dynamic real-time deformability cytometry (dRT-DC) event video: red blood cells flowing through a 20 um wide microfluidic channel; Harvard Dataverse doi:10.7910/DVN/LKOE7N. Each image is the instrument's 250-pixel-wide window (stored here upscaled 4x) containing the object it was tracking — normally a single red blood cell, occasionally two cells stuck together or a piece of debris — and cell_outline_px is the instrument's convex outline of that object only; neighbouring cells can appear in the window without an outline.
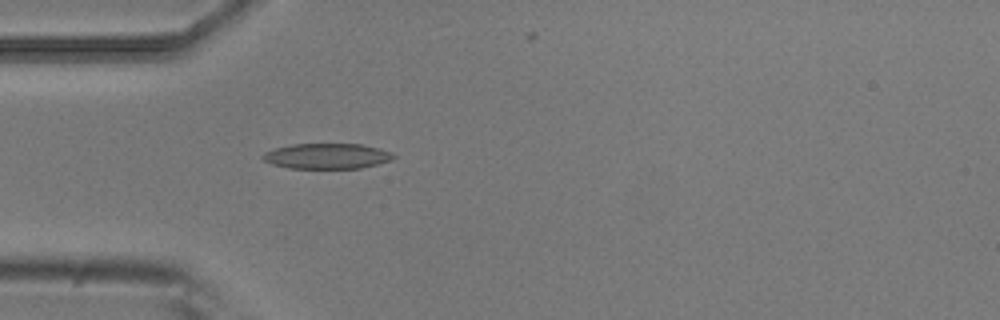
{"species": "common noctule bat (a hibernating species)", "species_latin": "Nyctalus noctula", "temperature_condition": "room temperature", "stored_images_in_passage": 4, "camera_frame_rate_fps": 3000, "um_per_image_px": 0.085, "animal": {"sex": "male", "body_mass_g": 20.5, "forearm_length_mm": 52.5}, "frame": {"image": 1, "passage_image": 4, "time_ms": 1.0, "image_size_px": [1000, 320], "cell_outline_px": [[396, 156], [392, 160], [360, 168], [288, 168], [272, 164], [264, 160], [260, 156], [264, 152], [276, 148], [292, 144], [360, 144], [380, 148]], "centroid_in_image_um": [27.76, 13.26], "position_along_channel_um": 57.2, "area_um2": 19.25}}